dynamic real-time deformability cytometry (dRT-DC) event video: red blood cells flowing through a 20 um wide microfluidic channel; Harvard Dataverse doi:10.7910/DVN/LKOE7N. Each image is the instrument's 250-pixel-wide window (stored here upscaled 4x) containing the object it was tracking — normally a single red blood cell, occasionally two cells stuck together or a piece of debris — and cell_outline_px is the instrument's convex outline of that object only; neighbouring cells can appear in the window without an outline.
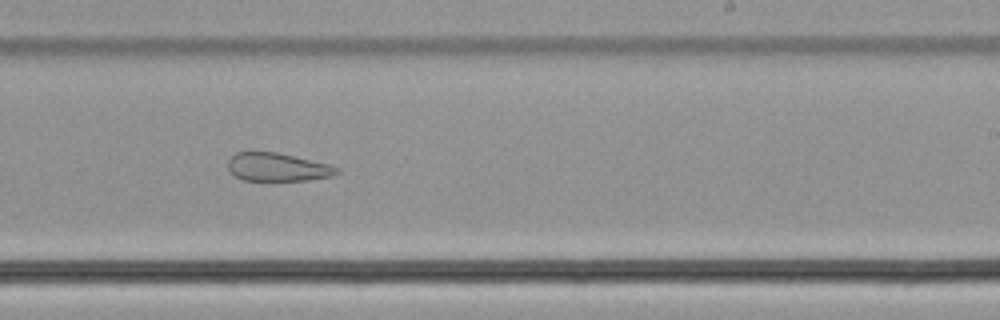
{"species": "common noctule bat (a hibernating species)", "species_latin": "Nyctalus noctula", "temperature_condition": "cold", "stored_images_in_passage": 40, "camera_frame_rate_fps": 3000, "um_per_image_px": 0.085, "animal": {"sex": "male", "body_mass_g": 21.5, "forearm_length_mm": 52.0}, "frame": {"image": 1, "passage_image": 23, "time_ms": 7.333, "image_size_px": [1000, 320], "cell_outline_px": [[340, 172], [332, 176], [308, 180], [244, 180], [236, 176], [228, 168], [228, 160], [236, 152], [276, 152], [328, 164], [340, 168]], "centroid_in_image_um": [23.61, 14.2], "position_along_channel_um": 265.4, "area_um2": 17.69}}